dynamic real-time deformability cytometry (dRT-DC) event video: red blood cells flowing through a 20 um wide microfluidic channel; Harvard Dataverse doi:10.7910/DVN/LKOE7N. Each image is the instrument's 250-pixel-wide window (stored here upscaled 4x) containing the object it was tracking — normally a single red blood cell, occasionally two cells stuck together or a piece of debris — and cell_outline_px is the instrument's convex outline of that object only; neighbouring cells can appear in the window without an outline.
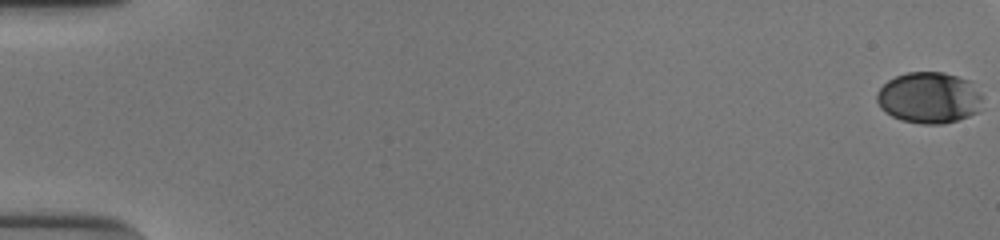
{"species": "human", "species_latin": "Homo sapiens", "temperature_condition": "cold", "stored_images_in_passage": 49, "camera_frame_rate_fps": 3000, "um_per_image_px": 0.085, "donor": {"sex": "male"}, "frame": {"image": 1, "passage_image": 1, "time_ms": 0.0, "image_size_px": [1000, 240], "cell_outline_px": [[980, 100], [976, 112], [968, 116], [944, 124], [924, 124], [900, 120], [884, 112], [880, 108], [876, 100], [876, 92], [888, 80], [896, 76], [908, 72], [944, 72], [968, 80], [980, 92]], "centroid_in_image_um": [78.91, 8.31], "position_along_channel_um": 6.1, "area_um2": 31.39}}
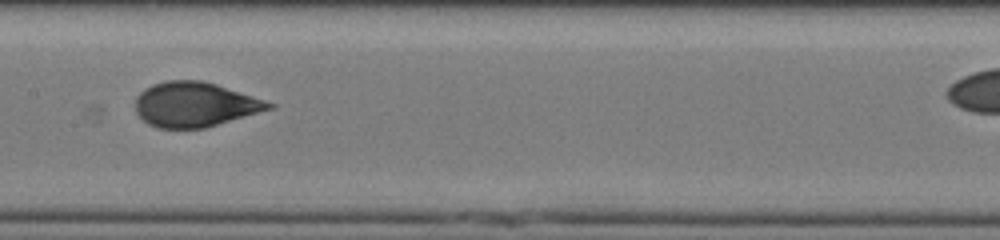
{"frame": {"image": 2, "passage_image": 30, "time_ms": 9.667, "image_size_px": [1000, 240], "cell_outline_px": [[276, 108], [204, 128], [156, 128], [148, 124], [136, 112], [136, 96], [144, 88], [152, 84], [168, 80], [200, 80], [216, 84], [276, 104]], "centroid_in_image_um": [16.57, 8.88], "position_along_channel_um": 190.8, "area_um2": 34.8}}
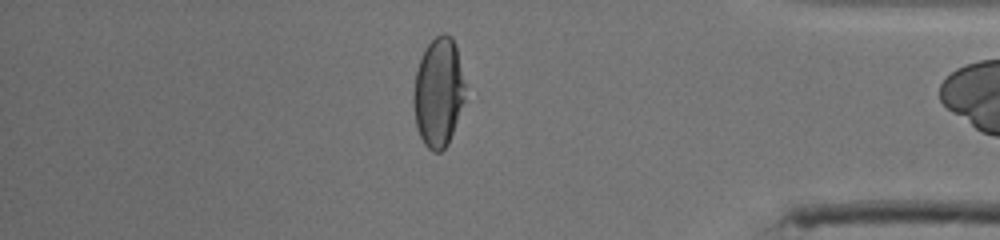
{"frame": {"image": 3, "passage_image": 48, "time_ms": 15.667, "image_size_px": [1000, 240], "cell_outline_px": [[464, 100], [448, 144], [440, 152], [432, 152], [424, 144], [420, 136], [416, 124], [412, 100], [412, 96], [416, 72], [420, 60], [428, 44], [436, 36], [444, 32], [452, 36], [456, 44], [464, 84]], "centroid_in_image_um": [37.25, 7.85], "position_along_channel_um": 398.0, "area_um2": 32.6}}